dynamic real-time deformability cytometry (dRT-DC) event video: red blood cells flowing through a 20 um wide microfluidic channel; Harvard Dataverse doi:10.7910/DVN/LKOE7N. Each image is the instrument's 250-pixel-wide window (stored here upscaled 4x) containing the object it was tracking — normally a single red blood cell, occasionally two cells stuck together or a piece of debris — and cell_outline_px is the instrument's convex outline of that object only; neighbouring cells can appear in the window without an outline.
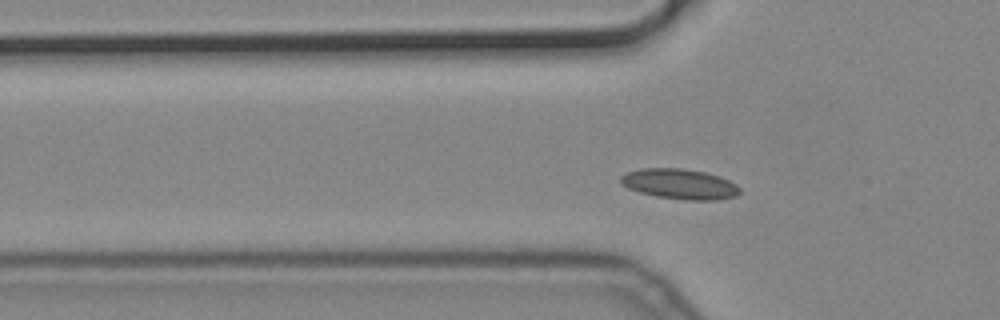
{"species": "common noctule bat (a hibernating species)", "species_latin": "Nyctalus noctula", "temperature_condition": "cold", "stored_images_in_passage": 41, "camera_frame_rate_fps": 3000, "um_per_image_px": 0.085, "animal": {"sex": "male", "body_mass_g": 19.2, "forearm_length_mm": 51.8}, "frame": {"image": 1, "passage_image": 2, "time_ms": 0.333, "image_size_px": [1000, 320], "cell_outline_px": [[740, 192], [736, 196], [716, 200], [684, 200], [656, 196], [640, 192], [628, 188], [620, 180], [620, 176], [628, 172], [640, 168], [680, 168], [704, 172], [720, 176], [736, 184], [740, 188]], "centroid_in_image_um": [57.79, 15.64], "position_along_channel_um": 68.0, "area_um2": 20.92}}
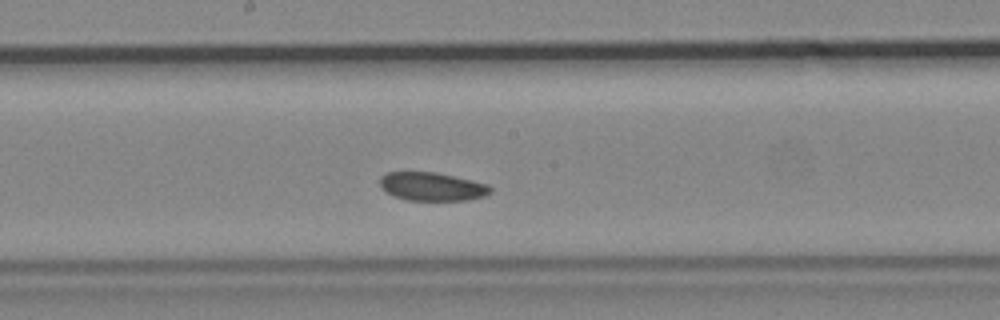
{"frame": {"image": 2, "passage_image": 14, "time_ms": 4.333, "image_size_px": [1000, 320], "cell_outline_px": [[492, 192], [484, 196], [468, 200], [408, 200], [396, 196], [380, 188], [380, 176], [388, 172], [436, 172], [472, 180], [488, 184], [492, 188]], "centroid_in_image_um": [36.74, 15.85], "position_along_channel_um": 211.5, "area_um2": 18.26}}
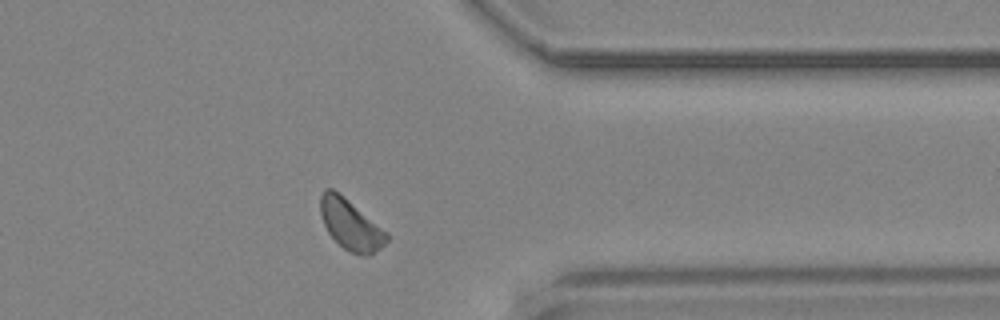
{"frame": {"image": 3, "passage_image": 29, "time_ms": 9.333, "image_size_px": [1000, 320], "cell_outline_px": [[388, 240], [380, 248], [368, 256], [364, 256], [352, 252], [344, 248], [328, 232], [320, 216], [320, 196], [324, 188], [332, 188], [388, 232]], "centroid_in_image_um": [29.79, 19.09], "position_along_channel_um": 381.6, "area_um2": 19.13}}